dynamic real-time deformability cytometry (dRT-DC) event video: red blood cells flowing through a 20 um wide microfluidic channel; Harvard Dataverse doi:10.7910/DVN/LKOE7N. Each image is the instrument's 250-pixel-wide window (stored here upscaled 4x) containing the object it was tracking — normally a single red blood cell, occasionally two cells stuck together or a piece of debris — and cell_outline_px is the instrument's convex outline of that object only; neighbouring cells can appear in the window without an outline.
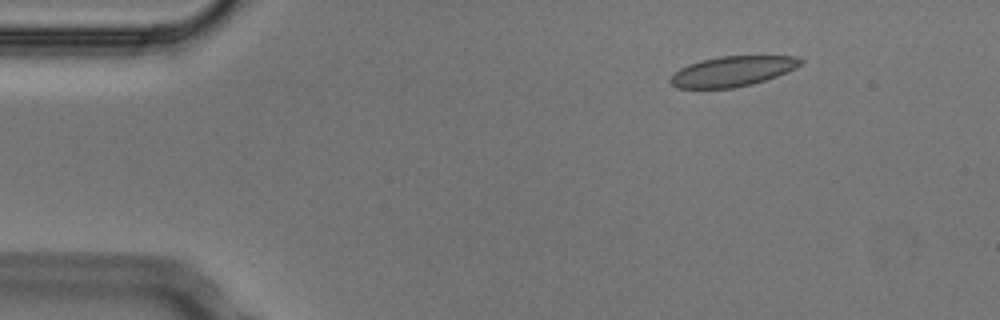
{"species": "Egyptian fruit bat (a non-hibernating species)", "species_latin": "Rousettus aegyptiacus", "temperature_condition": "cold", "stored_images_in_passage": 4, "camera_frame_rate_fps": 3000, "um_per_image_px": 0.085, "animal": {"sex": "male"}, "frame": {"image": 1, "passage_image": 1, "time_ms": 0.0, "image_size_px": [1000, 320], "cell_outline_px": [[804, 64], [788, 72], [752, 84], [732, 88], [676, 88], [668, 80], [680, 68], [688, 64], [700, 60], [720, 56], [796, 56], [804, 60]], "centroid_in_image_um": [62.29, 6.05], "position_along_channel_um": 22.7, "area_um2": 22.95}}
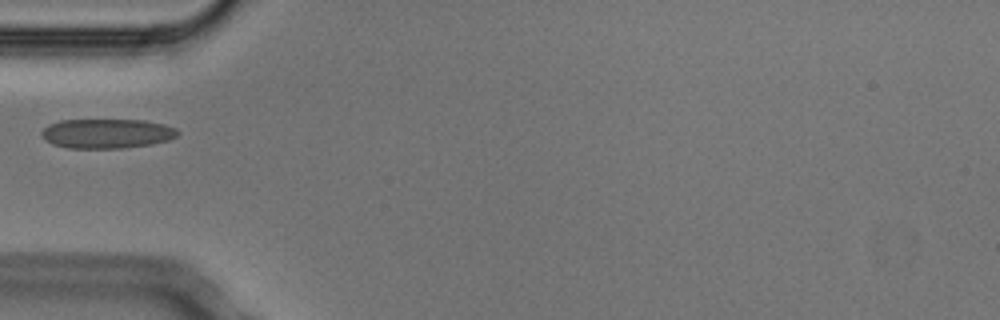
{"frame": {"image": 2, "passage_image": 4, "time_ms": 1.0, "image_size_px": [1000, 320], "cell_outline_px": [[180, 132], [176, 136], [168, 140], [152, 144], [124, 148], [68, 148], [52, 144], [44, 140], [40, 136], [40, 132], [48, 124], [60, 120], [144, 120], [164, 124], [176, 128]], "centroid_in_image_um": [9.05, 11.35], "position_along_channel_um": 75.9, "area_um2": 23.64}}